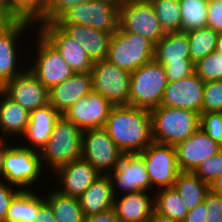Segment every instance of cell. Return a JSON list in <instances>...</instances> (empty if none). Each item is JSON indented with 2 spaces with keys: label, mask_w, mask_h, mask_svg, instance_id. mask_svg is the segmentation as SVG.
I'll use <instances>...</instances> for the list:
<instances>
[{
  "label": "cell",
  "mask_w": 222,
  "mask_h": 222,
  "mask_svg": "<svg viewBox=\"0 0 222 222\" xmlns=\"http://www.w3.org/2000/svg\"><path fill=\"white\" fill-rule=\"evenodd\" d=\"M124 154L141 153L152 140L150 110L114 106L103 127Z\"/></svg>",
  "instance_id": "obj_1"
},
{
  "label": "cell",
  "mask_w": 222,
  "mask_h": 222,
  "mask_svg": "<svg viewBox=\"0 0 222 222\" xmlns=\"http://www.w3.org/2000/svg\"><path fill=\"white\" fill-rule=\"evenodd\" d=\"M82 133L73 122L61 115L45 146L39 151L46 173H53L60 166L81 159ZM48 170V171H47Z\"/></svg>",
  "instance_id": "obj_2"
},
{
  "label": "cell",
  "mask_w": 222,
  "mask_h": 222,
  "mask_svg": "<svg viewBox=\"0 0 222 222\" xmlns=\"http://www.w3.org/2000/svg\"><path fill=\"white\" fill-rule=\"evenodd\" d=\"M3 168V181L21 190H33L35 187V189H41L43 192L40 184L45 183L46 179L50 177L43 169L39 151L24 147L17 142H13L5 151Z\"/></svg>",
  "instance_id": "obj_3"
},
{
  "label": "cell",
  "mask_w": 222,
  "mask_h": 222,
  "mask_svg": "<svg viewBox=\"0 0 222 222\" xmlns=\"http://www.w3.org/2000/svg\"><path fill=\"white\" fill-rule=\"evenodd\" d=\"M152 140L176 146L199 129L200 114L177 107L160 105L150 110Z\"/></svg>",
  "instance_id": "obj_4"
},
{
  "label": "cell",
  "mask_w": 222,
  "mask_h": 222,
  "mask_svg": "<svg viewBox=\"0 0 222 222\" xmlns=\"http://www.w3.org/2000/svg\"><path fill=\"white\" fill-rule=\"evenodd\" d=\"M32 35L33 39L28 41L32 42L27 49L29 51L28 54H31L27 55V68L43 86L50 90L53 86L72 76L74 71L66 63L57 49H55L38 30Z\"/></svg>",
  "instance_id": "obj_5"
},
{
  "label": "cell",
  "mask_w": 222,
  "mask_h": 222,
  "mask_svg": "<svg viewBox=\"0 0 222 222\" xmlns=\"http://www.w3.org/2000/svg\"><path fill=\"white\" fill-rule=\"evenodd\" d=\"M36 30V24L33 21L19 19L9 30L0 34L1 87L27 68L28 61L26 60H28V57L26 55H28V50H26V48H28L27 46H29L30 43L26 41L29 40V37L32 39L31 34ZM25 42L26 45L23 44Z\"/></svg>",
  "instance_id": "obj_6"
},
{
  "label": "cell",
  "mask_w": 222,
  "mask_h": 222,
  "mask_svg": "<svg viewBox=\"0 0 222 222\" xmlns=\"http://www.w3.org/2000/svg\"><path fill=\"white\" fill-rule=\"evenodd\" d=\"M121 0H90L64 11L54 23L57 26L82 24L102 32L114 33L119 28Z\"/></svg>",
  "instance_id": "obj_7"
},
{
  "label": "cell",
  "mask_w": 222,
  "mask_h": 222,
  "mask_svg": "<svg viewBox=\"0 0 222 222\" xmlns=\"http://www.w3.org/2000/svg\"><path fill=\"white\" fill-rule=\"evenodd\" d=\"M164 66L154 59L131 72L129 105L151 110L161 105L167 86Z\"/></svg>",
  "instance_id": "obj_8"
},
{
  "label": "cell",
  "mask_w": 222,
  "mask_h": 222,
  "mask_svg": "<svg viewBox=\"0 0 222 222\" xmlns=\"http://www.w3.org/2000/svg\"><path fill=\"white\" fill-rule=\"evenodd\" d=\"M153 56L152 41L118 28L112 35L106 59L121 69L133 72L151 61Z\"/></svg>",
  "instance_id": "obj_9"
},
{
  "label": "cell",
  "mask_w": 222,
  "mask_h": 222,
  "mask_svg": "<svg viewBox=\"0 0 222 222\" xmlns=\"http://www.w3.org/2000/svg\"><path fill=\"white\" fill-rule=\"evenodd\" d=\"M92 91L106 98L113 106L129 105L131 72L107 59L93 62Z\"/></svg>",
  "instance_id": "obj_10"
},
{
  "label": "cell",
  "mask_w": 222,
  "mask_h": 222,
  "mask_svg": "<svg viewBox=\"0 0 222 222\" xmlns=\"http://www.w3.org/2000/svg\"><path fill=\"white\" fill-rule=\"evenodd\" d=\"M119 28L148 38L154 44L165 35L149 0H121Z\"/></svg>",
  "instance_id": "obj_11"
},
{
  "label": "cell",
  "mask_w": 222,
  "mask_h": 222,
  "mask_svg": "<svg viewBox=\"0 0 222 222\" xmlns=\"http://www.w3.org/2000/svg\"><path fill=\"white\" fill-rule=\"evenodd\" d=\"M151 186L156 191L172 188L181 172L175 146L152 141L141 153Z\"/></svg>",
  "instance_id": "obj_12"
},
{
  "label": "cell",
  "mask_w": 222,
  "mask_h": 222,
  "mask_svg": "<svg viewBox=\"0 0 222 222\" xmlns=\"http://www.w3.org/2000/svg\"><path fill=\"white\" fill-rule=\"evenodd\" d=\"M81 146V158L101 175L111 173L124 155L104 128L84 131Z\"/></svg>",
  "instance_id": "obj_13"
},
{
  "label": "cell",
  "mask_w": 222,
  "mask_h": 222,
  "mask_svg": "<svg viewBox=\"0 0 222 222\" xmlns=\"http://www.w3.org/2000/svg\"><path fill=\"white\" fill-rule=\"evenodd\" d=\"M108 177L115 197L137 191L155 192L144 160L138 153L124 154Z\"/></svg>",
  "instance_id": "obj_14"
},
{
  "label": "cell",
  "mask_w": 222,
  "mask_h": 222,
  "mask_svg": "<svg viewBox=\"0 0 222 222\" xmlns=\"http://www.w3.org/2000/svg\"><path fill=\"white\" fill-rule=\"evenodd\" d=\"M113 107L106 98L92 91L68 108L63 116L84 132L103 128Z\"/></svg>",
  "instance_id": "obj_15"
},
{
  "label": "cell",
  "mask_w": 222,
  "mask_h": 222,
  "mask_svg": "<svg viewBox=\"0 0 222 222\" xmlns=\"http://www.w3.org/2000/svg\"><path fill=\"white\" fill-rule=\"evenodd\" d=\"M36 29L57 49L74 73L91 71L93 62L85 48L67 36L54 22L36 24Z\"/></svg>",
  "instance_id": "obj_16"
},
{
  "label": "cell",
  "mask_w": 222,
  "mask_h": 222,
  "mask_svg": "<svg viewBox=\"0 0 222 222\" xmlns=\"http://www.w3.org/2000/svg\"><path fill=\"white\" fill-rule=\"evenodd\" d=\"M1 90L29 112L49 104V90L28 68L6 82Z\"/></svg>",
  "instance_id": "obj_17"
},
{
  "label": "cell",
  "mask_w": 222,
  "mask_h": 222,
  "mask_svg": "<svg viewBox=\"0 0 222 222\" xmlns=\"http://www.w3.org/2000/svg\"><path fill=\"white\" fill-rule=\"evenodd\" d=\"M49 175L54 178L53 185L56 190L64 195L79 198L101 174L81 158L60 166Z\"/></svg>",
  "instance_id": "obj_18"
},
{
  "label": "cell",
  "mask_w": 222,
  "mask_h": 222,
  "mask_svg": "<svg viewBox=\"0 0 222 222\" xmlns=\"http://www.w3.org/2000/svg\"><path fill=\"white\" fill-rule=\"evenodd\" d=\"M205 81L195 72L184 79L167 82L161 105L201 114Z\"/></svg>",
  "instance_id": "obj_19"
},
{
  "label": "cell",
  "mask_w": 222,
  "mask_h": 222,
  "mask_svg": "<svg viewBox=\"0 0 222 222\" xmlns=\"http://www.w3.org/2000/svg\"><path fill=\"white\" fill-rule=\"evenodd\" d=\"M175 149L180 171L194 172L203 161L217 154L222 145L199 128L185 141L178 143Z\"/></svg>",
  "instance_id": "obj_20"
},
{
  "label": "cell",
  "mask_w": 222,
  "mask_h": 222,
  "mask_svg": "<svg viewBox=\"0 0 222 222\" xmlns=\"http://www.w3.org/2000/svg\"><path fill=\"white\" fill-rule=\"evenodd\" d=\"M92 92L91 72L74 73L49 90V104L60 114Z\"/></svg>",
  "instance_id": "obj_21"
},
{
  "label": "cell",
  "mask_w": 222,
  "mask_h": 222,
  "mask_svg": "<svg viewBox=\"0 0 222 222\" xmlns=\"http://www.w3.org/2000/svg\"><path fill=\"white\" fill-rule=\"evenodd\" d=\"M60 116L50 104L31 111L27 129L18 142L24 147L40 151L50 138L55 122Z\"/></svg>",
  "instance_id": "obj_22"
},
{
  "label": "cell",
  "mask_w": 222,
  "mask_h": 222,
  "mask_svg": "<svg viewBox=\"0 0 222 222\" xmlns=\"http://www.w3.org/2000/svg\"><path fill=\"white\" fill-rule=\"evenodd\" d=\"M113 209L121 222H147L154 210V192L137 191L116 196Z\"/></svg>",
  "instance_id": "obj_23"
},
{
  "label": "cell",
  "mask_w": 222,
  "mask_h": 222,
  "mask_svg": "<svg viewBox=\"0 0 222 222\" xmlns=\"http://www.w3.org/2000/svg\"><path fill=\"white\" fill-rule=\"evenodd\" d=\"M30 112L0 89V138L18 142L24 135Z\"/></svg>",
  "instance_id": "obj_24"
},
{
  "label": "cell",
  "mask_w": 222,
  "mask_h": 222,
  "mask_svg": "<svg viewBox=\"0 0 222 222\" xmlns=\"http://www.w3.org/2000/svg\"><path fill=\"white\" fill-rule=\"evenodd\" d=\"M58 27L85 48L92 62L106 59L113 33L102 32L82 24Z\"/></svg>",
  "instance_id": "obj_25"
},
{
  "label": "cell",
  "mask_w": 222,
  "mask_h": 222,
  "mask_svg": "<svg viewBox=\"0 0 222 222\" xmlns=\"http://www.w3.org/2000/svg\"><path fill=\"white\" fill-rule=\"evenodd\" d=\"M84 217L113 208L115 196L108 175H100L78 198Z\"/></svg>",
  "instance_id": "obj_26"
},
{
  "label": "cell",
  "mask_w": 222,
  "mask_h": 222,
  "mask_svg": "<svg viewBox=\"0 0 222 222\" xmlns=\"http://www.w3.org/2000/svg\"><path fill=\"white\" fill-rule=\"evenodd\" d=\"M153 59L158 63L193 62L190 57L187 32L165 34L154 44Z\"/></svg>",
  "instance_id": "obj_27"
},
{
  "label": "cell",
  "mask_w": 222,
  "mask_h": 222,
  "mask_svg": "<svg viewBox=\"0 0 222 222\" xmlns=\"http://www.w3.org/2000/svg\"><path fill=\"white\" fill-rule=\"evenodd\" d=\"M38 190V191H37ZM40 189L21 190L7 211V222H34L39 208L46 202ZM40 193V194H39Z\"/></svg>",
  "instance_id": "obj_28"
},
{
  "label": "cell",
  "mask_w": 222,
  "mask_h": 222,
  "mask_svg": "<svg viewBox=\"0 0 222 222\" xmlns=\"http://www.w3.org/2000/svg\"><path fill=\"white\" fill-rule=\"evenodd\" d=\"M44 188L43 195L50 204L57 222H83L84 215L76 197H71L60 193L55 186ZM47 192V193H46Z\"/></svg>",
  "instance_id": "obj_29"
},
{
  "label": "cell",
  "mask_w": 222,
  "mask_h": 222,
  "mask_svg": "<svg viewBox=\"0 0 222 222\" xmlns=\"http://www.w3.org/2000/svg\"><path fill=\"white\" fill-rule=\"evenodd\" d=\"M182 197L188 210L202 203L210 191V184L202 181L193 172L181 171L173 186Z\"/></svg>",
  "instance_id": "obj_30"
},
{
  "label": "cell",
  "mask_w": 222,
  "mask_h": 222,
  "mask_svg": "<svg viewBox=\"0 0 222 222\" xmlns=\"http://www.w3.org/2000/svg\"><path fill=\"white\" fill-rule=\"evenodd\" d=\"M154 210L178 222H182L188 213L182 197L174 187L154 192Z\"/></svg>",
  "instance_id": "obj_31"
},
{
  "label": "cell",
  "mask_w": 222,
  "mask_h": 222,
  "mask_svg": "<svg viewBox=\"0 0 222 222\" xmlns=\"http://www.w3.org/2000/svg\"><path fill=\"white\" fill-rule=\"evenodd\" d=\"M219 34L210 27H201L187 32L191 60L196 63L216 51Z\"/></svg>",
  "instance_id": "obj_32"
},
{
  "label": "cell",
  "mask_w": 222,
  "mask_h": 222,
  "mask_svg": "<svg viewBox=\"0 0 222 222\" xmlns=\"http://www.w3.org/2000/svg\"><path fill=\"white\" fill-rule=\"evenodd\" d=\"M165 34L182 31L179 0H149Z\"/></svg>",
  "instance_id": "obj_33"
},
{
  "label": "cell",
  "mask_w": 222,
  "mask_h": 222,
  "mask_svg": "<svg viewBox=\"0 0 222 222\" xmlns=\"http://www.w3.org/2000/svg\"><path fill=\"white\" fill-rule=\"evenodd\" d=\"M182 31L188 32L207 26L209 0H179Z\"/></svg>",
  "instance_id": "obj_34"
},
{
  "label": "cell",
  "mask_w": 222,
  "mask_h": 222,
  "mask_svg": "<svg viewBox=\"0 0 222 222\" xmlns=\"http://www.w3.org/2000/svg\"><path fill=\"white\" fill-rule=\"evenodd\" d=\"M195 73L205 82L222 80V53L215 51L198 60Z\"/></svg>",
  "instance_id": "obj_35"
},
{
  "label": "cell",
  "mask_w": 222,
  "mask_h": 222,
  "mask_svg": "<svg viewBox=\"0 0 222 222\" xmlns=\"http://www.w3.org/2000/svg\"><path fill=\"white\" fill-rule=\"evenodd\" d=\"M44 0H8V9L18 18L40 24Z\"/></svg>",
  "instance_id": "obj_36"
},
{
  "label": "cell",
  "mask_w": 222,
  "mask_h": 222,
  "mask_svg": "<svg viewBox=\"0 0 222 222\" xmlns=\"http://www.w3.org/2000/svg\"><path fill=\"white\" fill-rule=\"evenodd\" d=\"M222 112V80L205 82L201 113Z\"/></svg>",
  "instance_id": "obj_37"
},
{
  "label": "cell",
  "mask_w": 222,
  "mask_h": 222,
  "mask_svg": "<svg viewBox=\"0 0 222 222\" xmlns=\"http://www.w3.org/2000/svg\"><path fill=\"white\" fill-rule=\"evenodd\" d=\"M90 0H44L40 13V24L54 22L64 11Z\"/></svg>",
  "instance_id": "obj_38"
},
{
  "label": "cell",
  "mask_w": 222,
  "mask_h": 222,
  "mask_svg": "<svg viewBox=\"0 0 222 222\" xmlns=\"http://www.w3.org/2000/svg\"><path fill=\"white\" fill-rule=\"evenodd\" d=\"M202 181L211 182L222 174V149L203 161L193 172Z\"/></svg>",
  "instance_id": "obj_39"
},
{
  "label": "cell",
  "mask_w": 222,
  "mask_h": 222,
  "mask_svg": "<svg viewBox=\"0 0 222 222\" xmlns=\"http://www.w3.org/2000/svg\"><path fill=\"white\" fill-rule=\"evenodd\" d=\"M199 128L222 145V112L201 113Z\"/></svg>",
  "instance_id": "obj_40"
},
{
  "label": "cell",
  "mask_w": 222,
  "mask_h": 222,
  "mask_svg": "<svg viewBox=\"0 0 222 222\" xmlns=\"http://www.w3.org/2000/svg\"><path fill=\"white\" fill-rule=\"evenodd\" d=\"M164 66L168 82L184 79L195 72L194 62L160 63Z\"/></svg>",
  "instance_id": "obj_41"
},
{
  "label": "cell",
  "mask_w": 222,
  "mask_h": 222,
  "mask_svg": "<svg viewBox=\"0 0 222 222\" xmlns=\"http://www.w3.org/2000/svg\"><path fill=\"white\" fill-rule=\"evenodd\" d=\"M206 222H222V195L209 191L204 199Z\"/></svg>",
  "instance_id": "obj_42"
},
{
  "label": "cell",
  "mask_w": 222,
  "mask_h": 222,
  "mask_svg": "<svg viewBox=\"0 0 222 222\" xmlns=\"http://www.w3.org/2000/svg\"><path fill=\"white\" fill-rule=\"evenodd\" d=\"M21 191L7 182H0V221L6 222L7 211L13 198Z\"/></svg>",
  "instance_id": "obj_43"
},
{
  "label": "cell",
  "mask_w": 222,
  "mask_h": 222,
  "mask_svg": "<svg viewBox=\"0 0 222 222\" xmlns=\"http://www.w3.org/2000/svg\"><path fill=\"white\" fill-rule=\"evenodd\" d=\"M207 27L222 33V0H209Z\"/></svg>",
  "instance_id": "obj_44"
},
{
  "label": "cell",
  "mask_w": 222,
  "mask_h": 222,
  "mask_svg": "<svg viewBox=\"0 0 222 222\" xmlns=\"http://www.w3.org/2000/svg\"><path fill=\"white\" fill-rule=\"evenodd\" d=\"M18 20L8 8L0 6V34L9 30Z\"/></svg>",
  "instance_id": "obj_45"
},
{
  "label": "cell",
  "mask_w": 222,
  "mask_h": 222,
  "mask_svg": "<svg viewBox=\"0 0 222 222\" xmlns=\"http://www.w3.org/2000/svg\"><path fill=\"white\" fill-rule=\"evenodd\" d=\"M208 211L206 210L204 202L198 204L193 209L188 210L182 222H206V215Z\"/></svg>",
  "instance_id": "obj_46"
},
{
  "label": "cell",
  "mask_w": 222,
  "mask_h": 222,
  "mask_svg": "<svg viewBox=\"0 0 222 222\" xmlns=\"http://www.w3.org/2000/svg\"><path fill=\"white\" fill-rule=\"evenodd\" d=\"M83 222H121L116 214L114 209H110L108 211L84 217Z\"/></svg>",
  "instance_id": "obj_47"
},
{
  "label": "cell",
  "mask_w": 222,
  "mask_h": 222,
  "mask_svg": "<svg viewBox=\"0 0 222 222\" xmlns=\"http://www.w3.org/2000/svg\"><path fill=\"white\" fill-rule=\"evenodd\" d=\"M34 222H57L50 204L46 201L38 211Z\"/></svg>",
  "instance_id": "obj_48"
},
{
  "label": "cell",
  "mask_w": 222,
  "mask_h": 222,
  "mask_svg": "<svg viewBox=\"0 0 222 222\" xmlns=\"http://www.w3.org/2000/svg\"><path fill=\"white\" fill-rule=\"evenodd\" d=\"M14 141H8L7 139H2L0 138V182L3 181L4 179V156H5V151L9 148V146L13 143Z\"/></svg>",
  "instance_id": "obj_49"
},
{
  "label": "cell",
  "mask_w": 222,
  "mask_h": 222,
  "mask_svg": "<svg viewBox=\"0 0 222 222\" xmlns=\"http://www.w3.org/2000/svg\"><path fill=\"white\" fill-rule=\"evenodd\" d=\"M147 222H178V221L172 220L169 217L161 215L155 210H153Z\"/></svg>",
  "instance_id": "obj_50"
},
{
  "label": "cell",
  "mask_w": 222,
  "mask_h": 222,
  "mask_svg": "<svg viewBox=\"0 0 222 222\" xmlns=\"http://www.w3.org/2000/svg\"><path fill=\"white\" fill-rule=\"evenodd\" d=\"M210 190L222 195V174L211 182Z\"/></svg>",
  "instance_id": "obj_51"
},
{
  "label": "cell",
  "mask_w": 222,
  "mask_h": 222,
  "mask_svg": "<svg viewBox=\"0 0 222 222\" xmlns=\"http://www.w3.org/2000/svg\"><path fill=\"white\" fill-rule=\"evenodd\" d=\"M216 51L222 53V33H219Z\"/></svg>",
  "instance_id": "obj_52"
},
{
  "label": "cell",
  "mask_w": 222,
  "mask_h": 222,
  "mask_svg": "<svg viewBox=\"0 0 222 222\" xmlns=\"http://www.w3.org/2000/svg\"><path fill=\"white\" fill-rule=\"evenodd\" d=\"M0 6L8 8V0H0Z\"/></svg>",
  "instance_id": "obj_53"
}]
</instances>
